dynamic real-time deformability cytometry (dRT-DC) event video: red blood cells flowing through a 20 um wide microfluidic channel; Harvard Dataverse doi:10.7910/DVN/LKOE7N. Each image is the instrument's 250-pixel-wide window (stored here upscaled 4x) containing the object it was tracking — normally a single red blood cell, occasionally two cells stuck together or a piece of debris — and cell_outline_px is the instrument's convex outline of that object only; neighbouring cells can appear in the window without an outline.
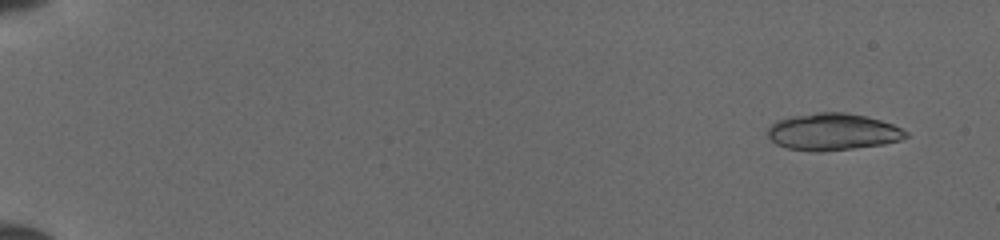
{"species": "common noctule bat (a hibernating species)", "species_latin": "Nyctalus noctula", "temperature_condition": "cold", "stored_images_in_passage": 31, "camera_frame_rate_fps": 3000, "um_per_image_px": 0.085, "animal": {"sex": "female", "body_mass_g": 19.5, "forearm_length_mm": 54.1}, "frame": {"image": 1, "passage_image": 4, "time_ms": 1.0, "image_size_px": [1000, 240], "cell_outline_px": [[908, 136], [900, 140], [884, 144], [820, 152], [812, 152], [788, 148], [776, 144], [768, 136], [768, 128], [776, 120], [792, 116], [816, 112], [844, 112], [864, 116], [880, 120], [892, 124], [908, 132]], "centroid_in_image_um": [70.76, 11.21], "position_along_channel_um": 14.2, "area_um2": 29.65}}
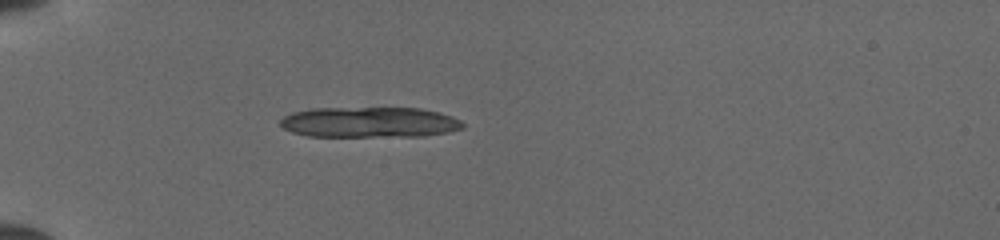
{"frame": {"image": 2, "passage_image": 17, "time_ms": 5.333, "image_size_px": [1000, 240], "cell_outline_px": [[464, 128], [448, 132], [424, 136], [308, 136], [292, 132], [284, 128], [280, 124], [280, 120], [284, 116], [292, 112], [312, 108], [420, 108], [440, 112], [452, 116], [460, 120], [464, 124]], "centroid_in_image_um": [31.42, 10.39], "position_along_channel_um": 53.6, "area_um2": 32.6}}
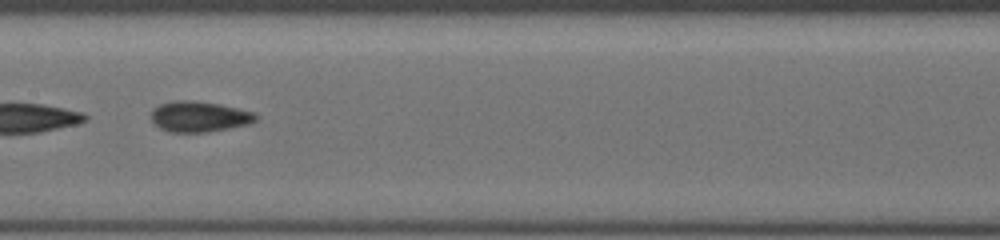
{"frame": {"image": 3, "passage_image": 29, "time_ms": 9.333, "image_size_px": [1000, 240], "cell_outline_px": [[260, 120], [248, 124], [208, 132], [168, 132], [152, 124], [148, 116], [152, 108], [160, 104], [172, 100], [188, 100], [216, 104], [256, 112], [260, 116]], "centroid_in_image_um": [16.89, 9.92], "position_along_channel_um": 190.5, "area_um2": 19.07}}